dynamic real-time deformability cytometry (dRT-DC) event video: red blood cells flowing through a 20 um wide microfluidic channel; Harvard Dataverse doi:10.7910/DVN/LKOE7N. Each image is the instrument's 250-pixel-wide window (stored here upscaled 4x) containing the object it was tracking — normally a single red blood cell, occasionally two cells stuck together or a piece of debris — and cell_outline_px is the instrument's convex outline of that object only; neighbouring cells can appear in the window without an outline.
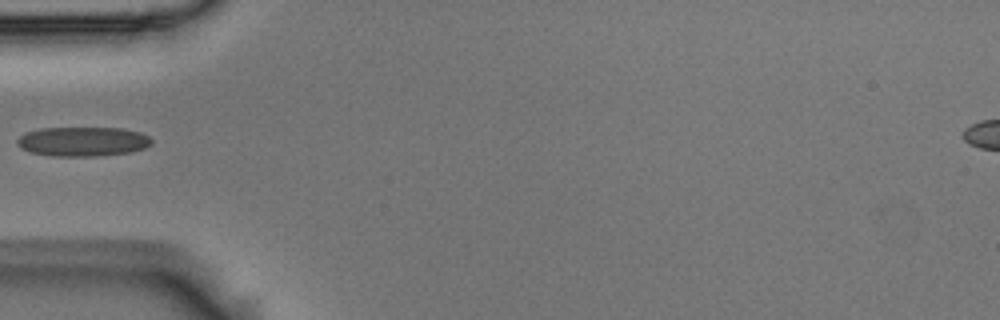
{"species": "Egyptian fruit bat (a non-hibernating species)", "species_latin": "Rousettus aegyptiacus", "temperature_condition": "room temperature", "stored_images_in_passage": 5, "camera_frame_rate_fps": 3000, "um_per_image_px": 0.085, "animal": {"sex": "male"}, "frame": {"image": 1, "passage_image": 5, "time_ms": 1.333, "image_size_px": [1000, 320], "cell_outline_px": [[152, 144], [144, 148], [132, 152], [96, 156], [52, 156], [32, 152], [20, 148], [16, 144], [16, 140], [24, 132], [40, 128], [120, 128], [140, 132], [148, 136], [152, 140]], "centroid_in_image_um": [7.02, 12.03], "position_along_channel_um": 78.0, "area_um2": 23.18}}